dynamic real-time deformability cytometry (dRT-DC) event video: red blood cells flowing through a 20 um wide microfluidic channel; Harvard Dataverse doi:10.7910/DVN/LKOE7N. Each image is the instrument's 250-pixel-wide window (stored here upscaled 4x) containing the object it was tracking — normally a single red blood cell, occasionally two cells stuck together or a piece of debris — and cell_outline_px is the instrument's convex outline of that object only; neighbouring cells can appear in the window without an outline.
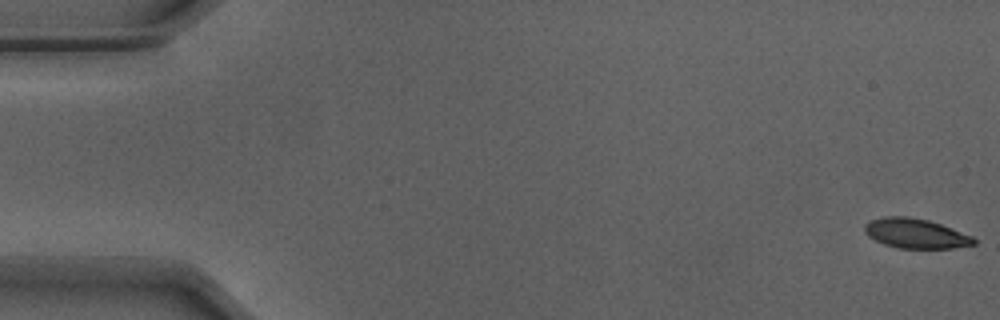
{"species": "Egyptian fruit bat (a non-hibernating species)", "species_latin": "Rousettus aegyptiacus", "temperature_condition": "warm", "stored_images_in_passage": 19, "camera_frame_rate_fps": 3000, "um_per_image_px": 0.085, "animal": {"sex": "male"}, "frame": {"image": 1, "passage_image": 1, "time_ms": 0.0, "image_size_px": [1000, 320], "cell_outline_px": [[976, 244], [952, 248], [896, 248], [884, 244], [868, 236], [864, 232], [864, 224], [872, 220], [884, 216], [908, 216], [928, 220], [940, 224], [972, 236], [976, 240]], "centroid_in_image_um": [77.8, 19.84], "position_along_channel_um": 7.2, "area_um2": 18.84}}
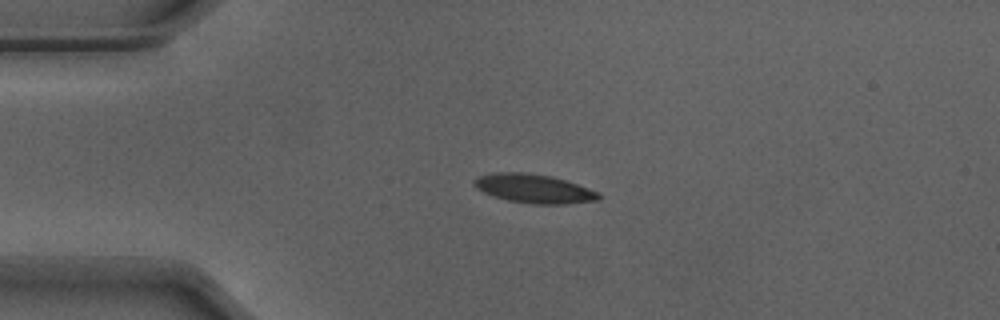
{"frame": {"image": 2, "passage_image": 13, "time_ms": 4.0, "image_size_px": [1000, 320], "cell_outline_px": [[600, 200], [568, 204], [536, 204], [508, 200], [492, 196], [476, 188], [472, 184], [472, 180], [480, 176], [496, 172], [520, 172], [552, 176], [600, 192]], "centroid_in_image_um": [45.38, 16.04], "position_along_channel_um": 39.6, "area_um2": 20.92}}
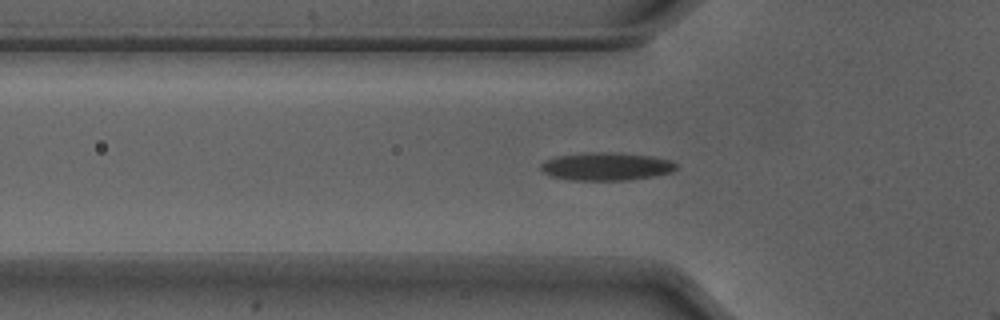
{"frame": {"image": 3, "passage_image": 18, "time_ms": 5.667, "image_size_px": [1000, 320], "cell_outline_px": [[676, 168], [672, 172], [652, 176], [628, 180], [572, 180], [552, 176], [544, 172], [540, 168], [540, 164], [544, 160], [556, 156], [588, 152], [608, 152], [652, 156], [668, 160], [676, 164]], "centroid_in_image_um": [51.49, 14.14], "position_along_channel_um": 74.3, "area_um2": 21.91}}